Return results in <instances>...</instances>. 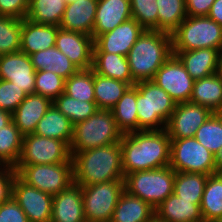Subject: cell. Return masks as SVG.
Returning a JSON list of instances; mask_svg holds the SVG:
<instances>
[{"instance_id":"cell-1","label":"cell","mask_w":222,"mask_h":222,"mask_svg":"<svg viewBox=\"0 0 222 222\" xmlns=\"http://www.w3.org/2000/svg\"><path fill=\"white\" fill-rule=\"evenodd\" d=\"M120 146L124 176L170 165L171 139L166 129L124 133Z\"/></svg>"},{"instance_id":"cell-2","label":"cell","mask_w":222,"mask_h":222,"mask_svg":"<svg viewBox=\"0 0 222 222\" xmlns=\"http://www.w3.org/2000/svg\"><path fill=\"white\" fill-rule=\"evenodd\" d=\"M70 152L73 159L74 183L80 186L125 178L120 143Z\"/></svg>"},{"instance_id":"cell-3","label":"cell","mask_w":222,"mask_h":222,"mask_svg":"<svg viewBox=\"0 0 222 222\" xmlns=\"http://www.w3.org/2000/svg\"><path fill=\"white\" fill-rule=\"evenodd\" d=\"M172 54L171 34L144 30L126 56L134 83L152 81Z\"/></svg>"},{"instance_id":"cell-4","label":"cell","mask_w":222,"mask_h":222,"mask_svg":"<svg viewBox=\"0 0 222 222\" xmlns=\"http://www.w3.org/2000/svg\"><path fill=\"white\" fill-rule=\"evenodd\" d=\"M138 131L163 130L173 113L176 102L153 81L135 83Z\"/></svg>"},{"instance_id":"cell-5","label":"cell","mask_w":222,"mask_h":222,"mask_svg":"<svg viewBox=\"0 0 222 222\" xmlns=\"http://www.w3.org/2000/svg\"><path fill=\"white\" fill-rule=\"evenodd\" d=\"M172 51L201 48L222 51V26L208 16H187L171 34Z\"/></svg>"},{"instance_id":"cell-6","label":"cell","mask_w":222,"mask_h":222,"mask_svg":"<svg viewBox=\"0 0 222 222\" xmlns=\"http://www.w3.org/2000/svg\"><path fill=\"white\" fill-rule=\"evenodd\" d=\"M122 134L112 111L98 109L88 119L74 125L70 151H85L120 143Z\"/></svg>"},{"instance_id":"cell-7","label":"cell","mask_w":222,"mask_h":222,"mask_svg":"<svg viewBox=\"0 0 222 222\" xmlns=\"http://www.w3.org/2000/svg\"><path fill=\"white\" fill-rule=\"evenodd\" d=\"M175 171L163 168L129 173L124 178L125 191L139 197L154 209L173 194Z\"/></svg>"},{"instance_id":"cell-8","label":"cell","mask_w":222,"mask_h":222,"mask_svg":"<svg viewBox=\"0 0 222 222\" xmlns=\"http://www.w3.org/2000/svg\"><path fill=\"white\" fill-rule=\"evenodd\" d=\"M17 176L27 185L56 195L74 182L73 159L58 164L16 165Z\"/></svg>"},{"instance_id":"cell-9","label":"cell","mask_w":222,"mask_h":222,"mask_svg":"<svg viewBox=\"0 0 222 222\" xmlns=\"http://www.w3.org/2000/svg\"><path fill=\"white\" fill-rule=\"evenodd\" d=\"M124 190V180L106 181L82 186L86 222H110Z\"/></svg>"},{"instance_id":"cell-10","label":"cell","mask_w":222,"mask_h":222,"mask_svg":"<svg viewBox=\"0 0 222 222\" xmlns=\"http://www.w3.org/2000/svg\"><path fill=\"white\" fill-rule=\"evenodd\" d=\"M169 166L175 172L216 173L215 155L194 137L171 139Z\"/></svg>"},{"instance_id":"cell-11","label":"cell","mask_w":222,"mask_h":222,"mask_svg":"<svg viewBox=\"0 0 222 222\" xmlns=\"http://www.w3.org/2000/svg\"><path fill=\"white\" fill-rule=\"evenodd\" d=\"M71 158L66 142L32 133L23 136L22 152L16 165L58 164Z\"/></svg>"},{"instance_id":"cell-12","label":"cell","mask_w":222,"mask_h":222,"mask_svg":"<svg viewBox=\"0 0 222 222\" xmlns=\"http://www.w3.org/2000/svg\"><path fill=\"white\" fill-rule=\"evenodd\" d=\"M152 81L164 89L176 103L190 102L194 79L179 58L172 54L157 70Z\"/></svg>"},{"instance_id":"cell-13","label":"cell","mask_w":222,"mask_h":222,"mask_svg":"<svg viewBox=\"0 0 222 222\" xmlns=\"http://www.w3.org/2000/svg\"><path fill=\"white\" fill-rule=\"evenodd\" d=\"M12 197L29 222L51 221L53 195L27 185L16 175L12 185Z\"/></svg>"},{"instance_id":"cell-14","label":"cell","mask_w":222,"mask_h":222,"mask_svg":"<svg viewBox=\"0 0 222 222\" xmlns=\"http://www.w3.org/2000/svg\"><path fill=\"white\" fill-rule=\"evenodd\" d=\"M212 112L192 102L177 103L166 125L170 139L193 138Z\"/></svg>"},{"instance_id":"cell-15","label":"cell","mask_w":222,"mask_h":222,"mask_svg":"<svg viewBox=\"0 0 222 222\" xmlns=\"http://www.w3.org/2000/svg\"><path fill=\"white\" fill-rule=\"evenodd\" d=\"M145 29L133 18L94 40L93 52H107L127 56Z\"/></svg>"},{"instance_id":"cell-16","label":"cell","mask_w":222,"mask_h":222,"mask_svg":"<svg viewBox=\"0 0 222 222\" xmlns=\"http://www.w3.org/2000/svg\"><path fill=\"white\" fill-rule=\"evenodd\" d=\"M36 70L29 55L22 51L0 55V79L14 83L27 94H34Z\"/></svg>"},{"instance_id":"cell-17","label":"cell","mask_w":222,"mask_h":222,"mask_svg":"<svg viewBox=\"0 0 222 222\" xmlns=\"http://www.w3.org/2000/svg\"><path fill=\"white\" fill-rule=\"evenodd\" d=\"M55 47L66 55L79 70L92 68L94 47L92 36L59 28Z\"/></svg>"},{"instance_id":"cell-18","label":"cell","mask_w":222,"mask_h":222,"mask_svg":"<svg viewBox=\"0 0 222 222\" xmlns=\"http://www.w3.org/2000/svg\"><path fill=\"white\" fill-rule=\"evenodd\" d=\"M50 222H86L82 186L73 182L65 190L53 195Z\"/></svg>"},{"instance_id":"cell-19","label":"cell","mask_w":222,"mask_h":222,"mask_svg":"<svg viewBox=\"0 0 222 222\" xmlns=\"http://www.w3.org/2000/svg\"><path fill=\"white\" fill-rule=\"evenodd\" d=\"M132 18L130 0H98L92 37L112 31Z\"/></svg>"},{"instance_id":"cell-20","label":"cell","mask_w":222,"mask_h":222,"mask_svg":"<svg viewBox=\"0 0 222 222\" xmlns=\"http://www.w3.org/2000/svg\"><path fill=\"white\" fill-rule=\"evenodd\" d=\"M53 101L38 94L27 95L12 113V120L20 133L25 136L34 133L39 120L52 106Z\"/></svg>"},{"instance_id":"cell-21","label":"cell","mask_w":222,"mask_h":222,"mask_svg":"<svg viewBox=\"0 0 222 222\" xmlns=\"http://www.w3.org/2000/svg\"><path fill=\"white\" fill-rule=\"evenodd\" d=\"M183 63L186 71L198 80L219 72L220 51L211 48H201L191 51L173 52Z\"/></svg>"},{"instance_id":"cell-22","label":"cell","mask_w":222,"mask_h":222,"mask_svg":"<svg viewBox=\"0 0 222 222\" xmlns=\"http://www.w3.org/2000/svg\"><path fill=\"white\" fill-rule=\"evenodd\" d=\"M59 26L36 24L22 19L20 51L27 55L34 54L55 46Z\"/></svg>"},{"instance_id":"cell-23","label":"cell","mask_w":222,"mask_h":222,"mask_svg":"<svg viewBox=\"0 0 222 222\" xmlns=\"http://www.w3.org/2000/svg\"><path fill=\"white\" fill-rule=\"evenodd\" d=\"M97 5L98 0H77L66 4L59 27L92 36Z\"/></svg>"},{"instance_id":"cell-24","label":"cell","mask_w":222,"mask_h":222,"mask_svg":"<svg viewBox=\"0 0 222 222\" xmlns=\"http://www.w3.org/2000/svg\"><path fill=\"white\" fill-rule=\"evenodd\" d=\"M201 201L182 199L173 193L154 211L168 222H204L200 210Z\"/></svg>"},{"instance_id":"cell-25","label":"cell","mask_w":222,"mask_h":222,"mask_svg":"<svg viewBox=\"0 0 222 222\" xmlns=\"http://www.w3.org/2000/svg\"><path fill=\"white\" fill-rule=\"evenodd\" d=\"M190 102L222 113V76L219 72L194 81Z\"/></svg>"},{"instance_id":"cell-26","label":"cell","mask_w":222,"mask_h":222,"mask_svg":"<svg viewBox=\"0 0 222 222\" xmlns=\"http://www.w3.org/2000/svg\"><path fill=\"white\" fill-rule=\"evenodd\" d=\"M91 69L94 73L102 76L123 81L130 86L135 85L130 73L127 57L124 55L107 52H93Z\"/></svg>"},{"instance_id":"cell-27","label":"cell","mask_w":222,"mask_h":222,"mask_svg":"<svg viewBox=\"0 0 222 222\" xmlns=\"http://www.w3.org/2000/svg\"><path fill=\"white\" fill-rule=\"evenodd\" d=\"M74 125L54 104L39 120L34 134L66 142L69 146L73 139Z\"/></svg>"},{"instance_id":"cell-28","label":"cell","mask_w":222,"mask_h":222,"mask_svg":"<svg viewBox=\"0 0 222 222\" xmlns=\"http://www.w3.org/2000/svg\"><path fill=\"white\" fill-rule=\"evenodd\" d=\"M30 58L36 71H51L65 80L79 71L76 65L55 46L31 54Z\"/></svg>"},{"instance_id":"cell-29","label":"cell","mask_w":222,"mask_h":222,"mask_svg":"<svg viewBox=\"0 0 222 222\" xmlns=\"http://www.w3.org/2000/svg\"><path fill=\"white\" fill-rule=\"evenodd\" d=\"M154 208L127 191L121 194L110 222H148Z\"/></svg>"},{"instance_id":"cell-30","label":"cell","mask_w":222,"mask_h":222,"mask_svg":"<svg viewBox=\"0 0 222 222\" xmlns=\"http://www.w3.org/2000/svg\"><path fill=\"white\" fill-rule=\"evenodd\" d=\"M200 210L204 222H221L222 220V173L208 176Z\"/></svg>"},{"instance_id":"cell-31","label":"cell","mask_w":222,"mask_h":222,"mask_svg":"<svg viewBox=\"0 0 222 222\" xmlns=\"http://www.w3.org/2000/svg\"><path fill=\"white\" fill-rule=\"evenodd\" d=\"M95 102L98 109L111 110L130 87L128 83L105 77L93 71Z\"/></svg>"},{"instance_id":"cell-32","label":"cell","mask_w":222,"mask_h":222,"mask_svg":"<svg viewBox=\"0 0 222 222\" xmlns=\"http://www.w3.org/2000/svg\"><path fill=\"white\" fill-rule=\"evenodd\" d=\"M65 9V0H29L26 19L36 24L59 26Z\"/></svg>"},{"instance_id":"cell-33","label":"cell","mask_w":222,"mask_h":222,"mask_svg":"<svg viewBox=\"0 0 222 222\" xmlns=\"http://www.w3.org/2000/svg\"><path fill=\"white\" fill-rule=\"evenodd\" d=\"M136 87L130 86L111 109L117 128L124 134L138 131Z\"/></svg>"},{"instance_id":"cell-34","label":"cell","mask_w":222,"mask_h":222,"mask_svg":"<svg viewBox=\"0 0 222 222\" xmlns=\"http://www.w3.org/2000/svg\"><path fill=\"white\" fill-rule=\"evenodd\" d=\"M23 135L13 120L0 129V161L15 167L22 152Z\"/></svg>"},{"instance_id":"cell-35","label":"cell","mask_w":222,"mask_h":222,"mask_svg":"<svg viewBox=\"0 0 222 222\" xmlns=\"http://www.w3.org/2000/svg\"><path fill=\"white\" fill-rule=\"evenodd\" d=\"M158 31L172 34L188 16L185 0H156Z\"/></svg>"},{"instance_id":"cell-36","label":"cell","mask_w":222,"mask_h":222,"mask_svg":"<svg viewBox=\"0 0 222 222\" xmlns=\"http://www.w3.org/2000/svg\"><path fill=\"white\" fill-rule=\"evenodd\" d=\"M209 175L193 172H175L173 193L186 200H202Z\"/></svg>"},{"instance_id":"cell-37","label":"cell","mask_w":222,"mask_h":222,"mask_svg":"<svg viewBox=\"0 0 222 222\" xmlns=\"http://www.w3.org/2000/svg\"><path fill=\"white\" fill-rule=\"evenodd\" d=\"M53 104L73 125L88 119L98 110L96 102L80 101L64 92L53 101Z\"/></svg>"},{"instance_id":"cell-38","label":"cell","mask_w":222,"mask_h":222,"mask_svg":"<svg viewBox=\"0 0 222 222\" xmlns=\"http://www.w3.org/2000/svg\"><path fill=\"white\" fill-rule=\"evenodd\" d=\"M194 138L214 155L222 149V113H212Z\"/></svg>"},{"instance_id":"cell-39","label":"cell","mask_w":222,"mask_h":222,"mask_svg":"<svg viewBox=\"0 0 222 222\" xmlns=\"http://www.w3.org/2000/svg\"><path fill=\"white\" fill-rule=\"evenodd\" d=\"M64 93L80 101L95 102L93 70H79L66 79Z\"/></svg>"},{"instance_id":"cell-40","label":"cell","mask_w":222,"mask_h":222,"mask_svg":"<svg viewBox=\"0 0 222 222\" xmlns=\"http://www.w3.org/2000/svg\"><path fill=\"white\" fill-rule=\"evenodd\" d=\"M22 19L0 16V55L20 51Z\"/></svg>"},{"instance_id":"cell-41","label":"cell","mask_w":222,"mask_h":222,"mask_svg":"<svg viewBox=\"0 0 222 222\" xmlns=\"http://www.w3.org/2000/svg\"><path fill=\"white\" fill-rule=\"evenodd\" d=\"M132 18L145 30L158 31V5L156 0H130Z\"/></svg>"},{"instance_id":"cell-42","label":"cell","mask_w":222,"mask_h":222,"mask_svg":"<svg viewBox=\"0 0 222 222\" xmlns=\"http://www.w3.org/2000/svg\"><path fill=\"white\" fill-rule=\"evenodd\" d=\"M65 79L51 71H36L34 93L54 101L64 92Z\"/></svg>"},{"instance_id":"cell-43","label":"cell","mask_w":222,"mask_h":222,"mask_svg":"<svg viewBox=\"0 0 222 222\" xmlns=\"http://www.w3.org/2000/svg\"><path fill=\"white\" fill-rule=\"evenodd\" d=\"M27 94L14 83L0 79V109L13 113Z\"/></svg>"},{"instance_id":"cell-44","label":"cell","mask_w":222,"mask_h":222,"mask_svg":"<svg viewBox=\"0 0 222 222\" xmlns=\"http://www.w3.org/2000/svg\"><path fill=\"white\" fill-rule=\"evenodd\" d=\"M0 222H29L26 214L11 197L0 204Z\"/></svg>"},{"instance_id":"cell-45","label":"cell","mask_w":222,"mask_h":222,"mask_svg":"<svg viewBox=\"0 0 222 222\" xmlns=\"http://www.w3.org/2000/svg\"><path fill=\"white\" fill-rule=\"evenodd\" d=\"M29 0H0V16L26 18Z\"/></svg>"},{"instance_id":"cell-46","label":"cell","mask_w":222,"mask_h":222,"mask_svg":"<svg viewBox=\"0 0 222 222\" xmlns=\"http://www.w3.org/2000/svg\"><path fill=\"white\" fill-rule=\"evenodd\" d=\"M215 0H185L187 15L191 17L208 16Z\"/></svg>"},{"instance_id":"cell-47","label":"cell","mask_w":222,"mask_h":222,"mask_svg":"<svg viewBox=\"0 0 222 222\" xmlns=\"http://www.w3.org/2000/svg\"><path fill=\"white\" fill-rule=\"evenodd\" d=\"M16 175L12 166L4 165L0 169V195H12V185Z\"/></svg>"},{"instance_id":"cell-48","label":"cell","mask_w":222,"mask_h":222,"mask_svg":"<svg viewBox=\"0 0 222 222\" xmlns=\"http://www.w3.org/2000/svg\"><path fill=\"white\" fill-rule=\"evenodd\" d=\"M208 17L222 26V0H215Z\"/></svg>"},{"instance_id":"cell-49","label":"cell","mask_w":222,"mask_h":222,"mask_svg":"<svg viewBox=\"0 0 222 222\" xmlns=\"http://www.w3.org/2000/svg\"><path fill=\"white\" fill-rule=\"evenodd\" d=\"M12 121V113L0 109V129Z\"/></svg>"},{"instance_id":"cell-50","label":"cell","mask_w":222,"mask_h":222,"mask_svg":"<svg viewBox=\"0 0 222 222\" xmlns=\"http://www.w3.org/2000/svg\"><path fill=\"white\" fill-rule=\"evenodd\" d=\"M216 173H222V149L215 154Z\"/></svg>"},{"instance_id":"cell-51","label":"cell","mask_w":222,"mask_h":222,"mask_svg":"<svg viewBox=\"0 0 222 222\" xmlns=\"http://www.w3.org/2000/svg\"><path fill=\"white\" fill-rule=\"evenodd\" d=\"M148 222H168V221L160 218L157 214L154 213Z\"/></svg>"},{"instance_id":"cell-52","label":"cell","mask_w":222,"mask_h":222,"mask_svg":"<svg viewBox=\"0 0 222 222\" xmlns=\"http://www.w3.org/2000/svg\"><path fill=\"white\" fill-rule=\"evenodd\" d=\"M11 197L12 195H0V204L8 201Z\"/></svg>"},{"instance_id":"cell-53","label":"cell","mask_w":222,"mask_h":222,"mask_svg":"<svg viewBox=\"0 0 222 222\" xmlns=\"http://www.w3.org/2000/svg\"><path fill=\"white\" fill-rule=\"evenodd\" d=\"M219 73L222 76V51L220 52Z\"/></svg>"},{"instance_id":"cell-54","label":"cell","mask_w":222,"mask_h":222,"mask_svg":"<svg viewBox=\"0 0 222 222\" xmlns=\"http://www.w3.org/2000/svg\"><path fill=\"white\" fill-rule=\"evenodd\" d=\"M74 1H77V0H65L66 4L72 3Z\"/></svg>"},{"instance_id":"cell-55","label":"cell","mask_w":222,"mask_h":222,"mask_svg":"<svg viewBox=\"0 0 222 222\" xmlns=\"http://www.w3.org/2000/svg\"><path fill=\"white\" fill-rule=\"evenodd\" d=\"M4 166V164L0 161V169Z\"/></svg>"}]
</instances>
